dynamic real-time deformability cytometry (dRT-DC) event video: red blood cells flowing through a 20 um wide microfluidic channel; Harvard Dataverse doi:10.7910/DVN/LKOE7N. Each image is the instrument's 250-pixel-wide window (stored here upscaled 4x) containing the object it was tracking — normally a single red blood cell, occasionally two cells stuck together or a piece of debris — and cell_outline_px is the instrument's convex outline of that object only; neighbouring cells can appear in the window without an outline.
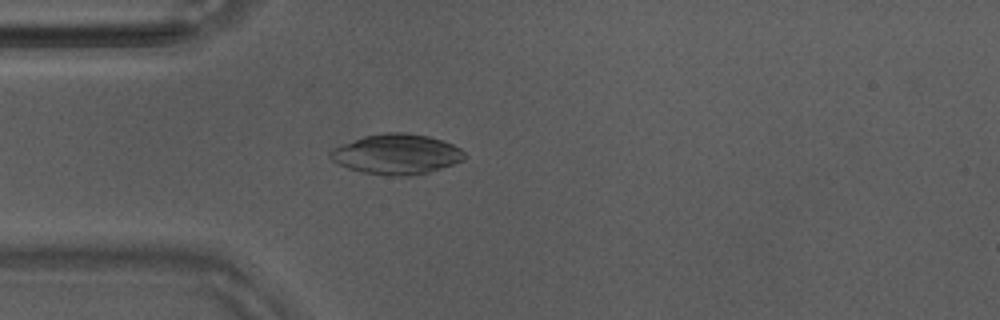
{"species": "Egyptian fruit bat (a non-hibernating species)", "species_latin": "Rousettus aegyptiacus", "temperature_condition": "warm", "stored_images_in_passage": 54, "camera_frame_rate_fps": 3000, "um_per_image_px": 0.085, "animal": {"sex": "male"}, "frame": {"image": 1, "passage_image": 15, "time_ms": 4.667, "image_size_px": [1000, 320], "cell_outline_px": [[468, 156], [464, 160], [428, 172], [408, 176], [392, 176], [360, 172], [348, 168], [332, 160], [328, 156], [328, 152], [332, 148], [364, 136], [384, 132], [404, 132], [428, 136], [452, 144], [460, 148]], "centroid_in_image_um": [33.7, 13.1], "position_along_channel_um": 51.3, "area_um2": 31.39}}
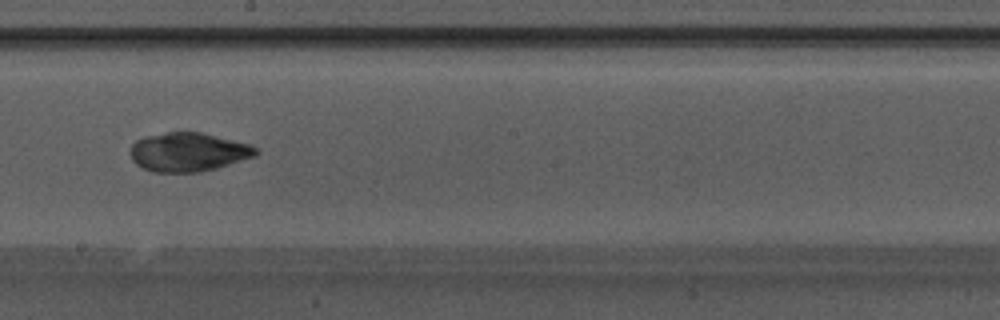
{"frame": {"image": 2, "passage_image": 30, "time_ms": 9.667, "image_size_px": [1000, 320], "cell_outline_px": [[260, 152], [256, 156], [216, 168], [200, 172], [152, 172], [136, 164], [132, 160], [132, 144], [136, 140], [144, 136], [168, 132], [200, 132], [252, 144]], "centroid_in_image_um": [16.03, 12.92], "position_along_channel_um": 232.2, "area_um2": 28.44}}
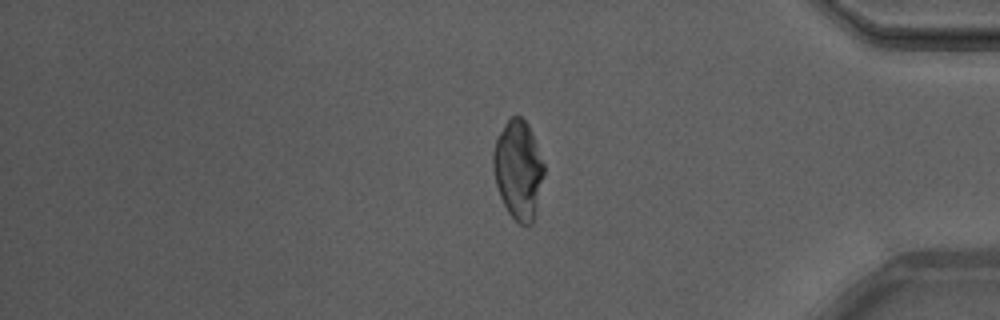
{"frame": {"image": 3, "passage_image": 45, "time_ms": 14.667, "image_size_px": [1000, 320], "cell_outline_px": [[544, 172], [536, 208], [532, 224], [528, 228], [520, 224], [508, 212], [500, 196], [496, 184], [492, 168], [492, 152], [496, 136], [504, 124], [512, 116], [520, 116], [528, 124], [532, 132], [544, 164]], "centroid_in_image_um": [44.03, 14.41], "position_along_channel_um": 391.2, "area_um2": 29.3}, "authors_computed_cell_mechanics": {"area_um2": 29.9115, "velocity_mm_per_s": 3.7642, "shape_relaxation_time_tau1_ms": null, "shape_relaxation_time_tau2_ms": 1.3712, "deformation_change_tau1": null, "deformation_change_tau2": 0.0351}}